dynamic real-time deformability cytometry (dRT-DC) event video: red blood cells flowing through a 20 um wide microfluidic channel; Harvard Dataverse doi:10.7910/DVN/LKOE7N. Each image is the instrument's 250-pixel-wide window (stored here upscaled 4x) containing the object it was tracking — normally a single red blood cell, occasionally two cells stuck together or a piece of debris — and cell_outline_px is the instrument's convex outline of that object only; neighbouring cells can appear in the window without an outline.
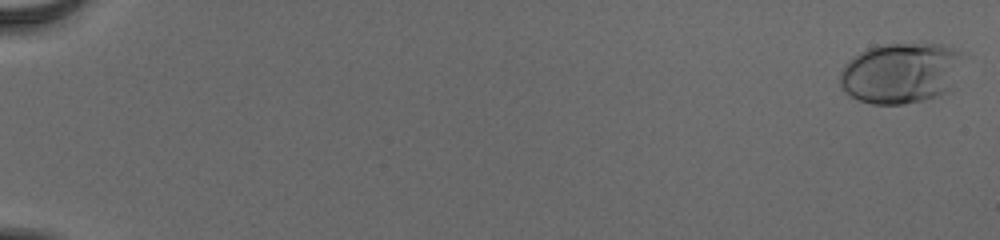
{"species": "human", "species_latin": "Homo sapiens", "temperature_condition": "cold", "stored_images_in_passage": 57, "camera_frame_rate_fps": 3000, "um_per_image_px": 0.085, "donor": {"sex": "male"}, "frame": {"image": 1, "passage_image": 2, "time_ms": 0.333, "image_size_px": [1000, 240], "cell_outline_px": [[968, 56], [948, 92], [936, 96], [904, 104], [872, 104], [860, 100], [844, 92], [840, 88], [840, 72], [844, 64], [852, 56], [868, 48], [884, 44], [944, 44], [956, 48]], "centroid_in_image_um": [76.61, 6.18], "position_along_channel_um": 8.4, "area_um2": 44.22}}
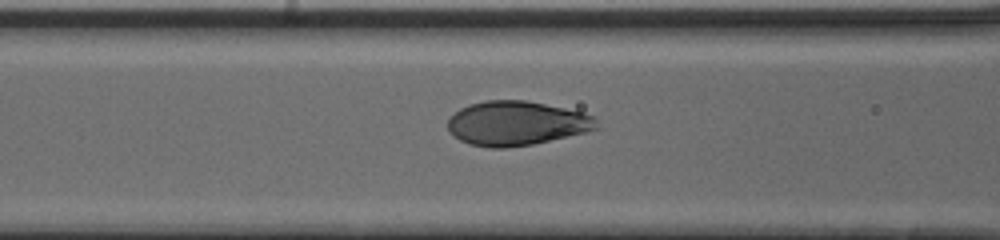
{"frame": {"image": 2, "passage_image": 27, "time_ms": 8.667, "image_size_px": [1000, 240], "cell_outline_px": [[596, 128], [588, 132], [532, 144], [508, 148], [488, 148], [468, 144], [460, 140], [448, 132], [448, 116], [460, 108], [468, 104], [484, 100], [524, 100], [584, 112], [592, 116], [596, 120]], "centroid_in_image_um": [43.84, 10.48], "position_along_channel_um": 122.8, "area_um2": 38.67}}
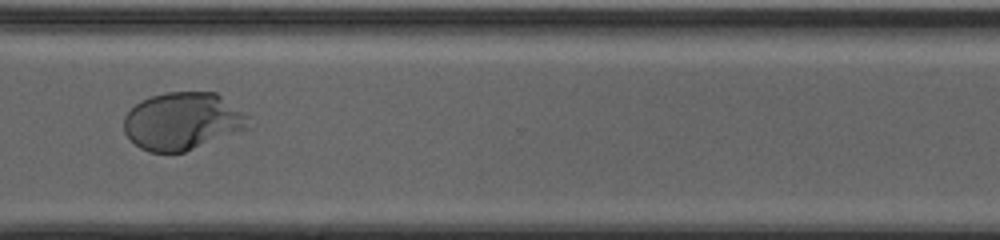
{"frame": {"image": 3, "passage_image": 45, "time_ms": 14.667, "image_size_px": [1000, 240], "cell_outline_px": [[248, 128], [184, 152], [148, 152], [140, 148], [124, 132], [124, 116], [140, 100], [164, 92], [216, 92], [248, 116]], "centroid_in_image_um": [15.49, 10.29], "position_along_channel_um": 355.1, "area_um2": 41.38}, "authors_computed_cell_mechanics": {"area_um2": 40.749, "velocity_mm_per_s": 3.8647, "shape_relaxation_time_tau1_ms": 3.5326, "shape_relaxation_time_tau2_ms": null, "deformation_change_tau1": 0.1837, "deformation_change_tau2": null}}